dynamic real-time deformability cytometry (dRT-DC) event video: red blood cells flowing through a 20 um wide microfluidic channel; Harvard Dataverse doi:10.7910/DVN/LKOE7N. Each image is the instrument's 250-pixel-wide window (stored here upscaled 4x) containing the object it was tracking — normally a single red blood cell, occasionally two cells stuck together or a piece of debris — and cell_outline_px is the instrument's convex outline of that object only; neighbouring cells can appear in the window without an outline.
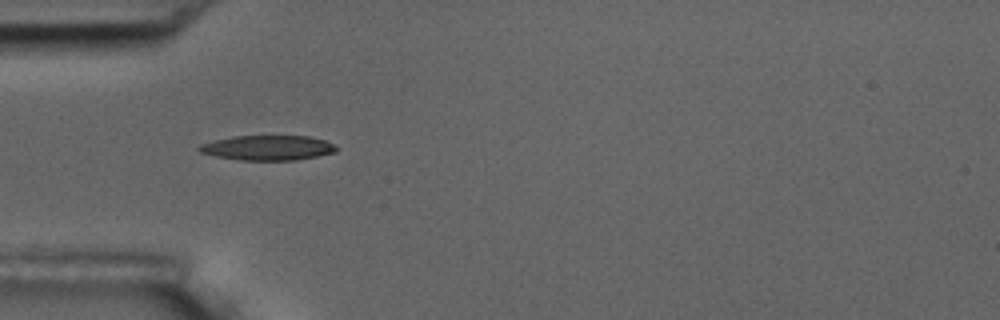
{"species": "common noctule bat (a hibernating species)", "species_latin": "Nyctalus noctula", "temperature_condition": "room temperature", "stored_images_in_passage": 11, "camera_frame_rate_fps": 3000, "um_per_image_px": 0.085, "animal": {"sex": "male", "body_mass_g": 17.5, "forearm_length_mm": 52.3}, "frame": {"image": 1, "passage_image": 4, "time_ms": 4.333, "image_size_px": [1000, 320], "cell_outline_px": [[336, 152], [296, 160], [240, 160], [216, 156], [200, 152], [196, 148], [200, 144], [232, 136], [308, 136], [324, 140], [336, 144]], "centroid_in_image_um": [22.76, 12.56], "position_along_channel_um": 62.2, "area_um2": 19.83}}
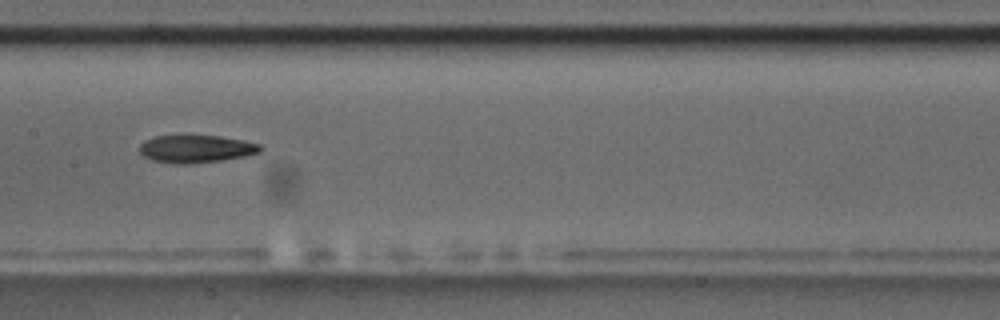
{"frame": {"image": 2, "passage_image": 7, "time_ms": 8.0, "image_size_px": [1000, 320], "cell_outline_px": [[264, 148], [260, 152], [244, 156], [220, 160], [192, 164], [172, 164], [152, 160], [144, 156], [140, 152], [140, 144], [144, 140], [156, 136], [180, 132], [188, 132], [220, 136], [244, 140], [260, 144]], "centroid_in_image_um": [16.63, 12.6], "position_along_channel_um": 190.8, "area_um2": 20.52}}
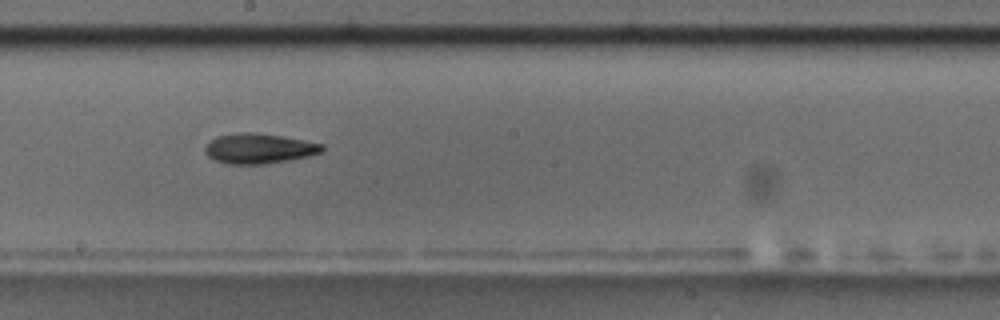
{"frame": {"image": 3, "passage_image": 8, "time_ms": 9.0, "image_size_px": [1000, 320], "cell_outline_px": [[324, 152], [308, 156], [288, 160], [264, 164], [228, 164], [216, 160], [208, 156], [204, 152], [204, 148], [208, 140], [216, 136], [236, 132], [256, 132], [304, 140], [324, 144]], "centroid_in_image_um": [21.99, 12.61], "position_along_channel_um": 226.2, "area_um2": 20.75}}